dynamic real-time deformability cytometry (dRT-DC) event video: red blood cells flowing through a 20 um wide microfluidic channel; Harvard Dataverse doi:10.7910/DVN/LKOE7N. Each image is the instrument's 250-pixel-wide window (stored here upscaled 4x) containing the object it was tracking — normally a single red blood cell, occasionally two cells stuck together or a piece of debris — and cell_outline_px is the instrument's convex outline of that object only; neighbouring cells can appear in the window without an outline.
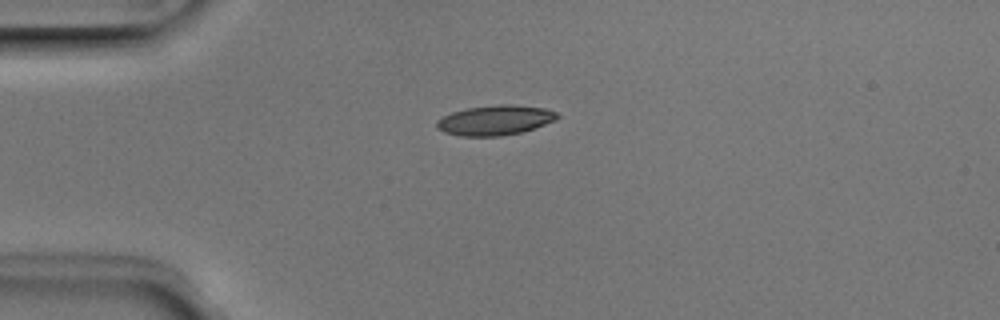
{"species": "Egyptian fruit bat (a non-hibernating species)", "species_latin": "Rousettus aegyptiacus", "temperature_condition": "room temperature", "stored_images_in_passage": 39, "camera_frame_rate_fps": 3000, "um_per_image_px": 0.085, "animal": {"sex": "male"}, "frame": {"image": 1, "passage_image": 1, "time_ms": 0.0, "image_size_px": [1000, 320], "cell_outline_px": [[560, 116], [556, 120], [520, 132], [500, 136], [460, 136], [444, 132], [436, 128], [436, 120], [452, 112], [468, 108], [500, 104], [512, 104], [544, 108], [556, 112]], "centroid_in_image_um": [42.06, 10.21], "position_along_channel_um": 42.9, "area_um2": 20.87}}
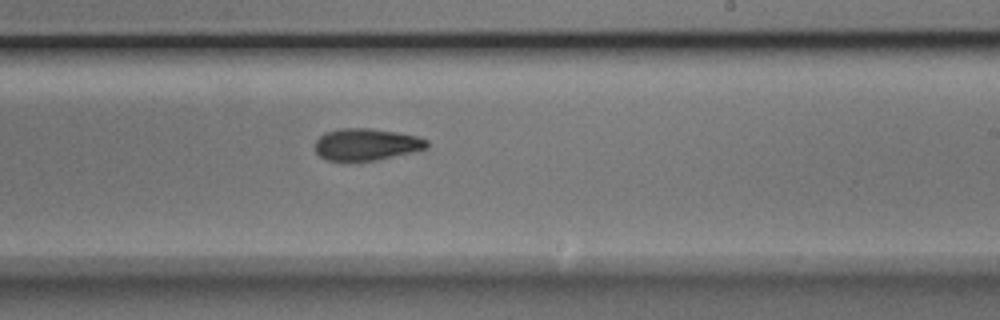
{"frame": {"image": 2, "passage_image": 19, "time_ms": 6.0, "image_size_px": [1000, 320], "cell_outline_px": [[428, 148], [412, 152], [376, 160], [328, 160], [320, 156], [316, 152], [316, 140], [324, 132], [340, 128], [368, 128], [396, 132], [416, 136], [428, 140]], "centroid_in_image_um": [31.14, 12.26], "position_along_channel_um": 257.9, "area_um2": 20.58}}
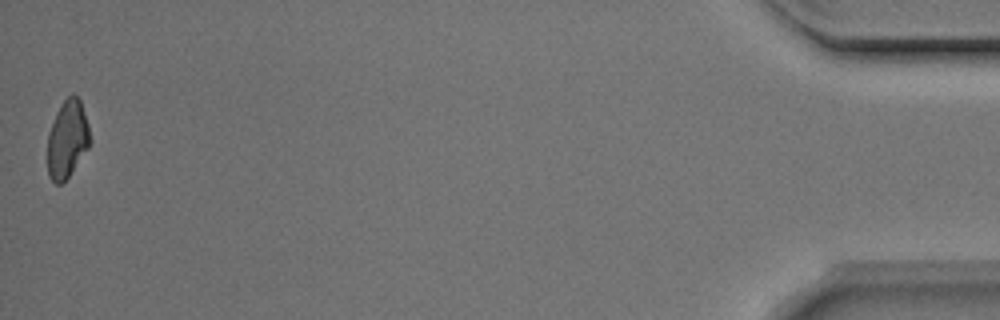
{"frame": {"image": 3, "passage_image": 39, "time_ms": 12.667, "image_size_px": [1000, 320], "cell_outline_px": [[92, 140], [88, 148], [68, 176], [60, 184], [56, 184], [48, 176], [48, 132], [56, 112], [64, 100], [72, 92], [80, 100], [88, 124]], "centroid_in_image_um": [5.73, 11.81], "position_along_channel_um": 429.5, "area_um2": 19.13}, "authors_computed_cell_mechanics": {"area_um2": 20.8658, "velocity_mm_per_s": 3.9811, "shape_relaxation_time_tau1_ms": 6.2366, "shape_relaxation_time_tau2_ms": 5.4979, "deformation_change_tau1": 0.1626, "deformation_change_tau2": 0.1095}}